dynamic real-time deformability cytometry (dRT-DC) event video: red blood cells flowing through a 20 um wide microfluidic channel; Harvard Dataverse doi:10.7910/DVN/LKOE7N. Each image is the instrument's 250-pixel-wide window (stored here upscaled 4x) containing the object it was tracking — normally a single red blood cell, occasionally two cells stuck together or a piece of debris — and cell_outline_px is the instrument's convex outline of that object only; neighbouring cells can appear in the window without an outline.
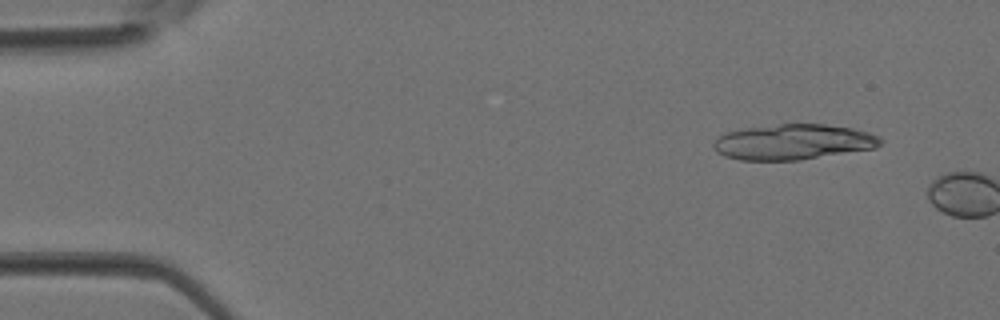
{"species": "Egyptian fruit bat (a non-hibernating species)", "species_latin": "Rousettus aegyptiacus", "temperature_condition": "room temperature", "stored_images_in_passage": 4, "camera_frame_rate_fps": 3000, "um_per_image_px": 0.085, "animal": {"sex": "female"}, "frame": {"image": 1, "passage_image": 3, "time_ms": 0.667, "image_size_px": [1000, 320], "cell_outline_px": [[884, 140], [876, 148], [800, 160], [740, 160], [724, 156], [716, 152], [712, 144], [720, 136], [728, 132], [744, 128], [780, 124], [824, 124], [852, 128], [868, 132], [880, 136]], "centroid_in_image_um": [67.45, 12.07], "position_along_channel_um": 17.6, "area_um2": 34.51}}